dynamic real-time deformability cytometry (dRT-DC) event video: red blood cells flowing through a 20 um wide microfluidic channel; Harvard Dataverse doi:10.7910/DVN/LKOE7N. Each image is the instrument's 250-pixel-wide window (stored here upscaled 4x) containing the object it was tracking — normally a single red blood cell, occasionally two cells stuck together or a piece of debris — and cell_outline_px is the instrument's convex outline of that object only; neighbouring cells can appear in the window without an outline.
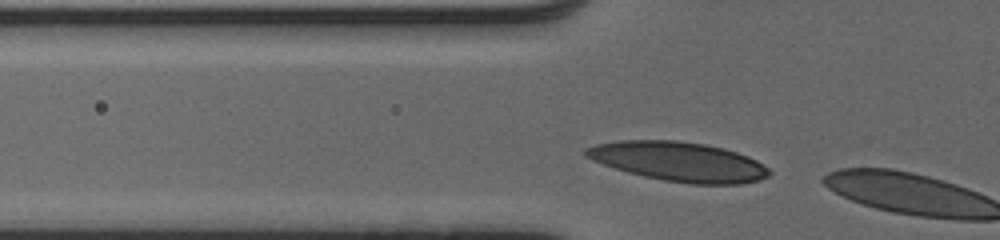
{"species": "human", "species_latin": "Homo sapiens", "temperature_condition": "cold", "stored_images_in_passage": 3, "camera_frame_rate_fps": 3000, "um_per_image_px": 0.085, "donor": {"sex": "male"}, "frame": {"image": 1, "passage_image": 2, "time_ms": 0.333, "image_size_px": [1000, 240], "cell_outline_px": [[772, 172], [768, 176], [760, 180], [740, 184], [692, 184], [664, 180], [644, 176], [628, 172], [592, 160], [584, 156], [584, 148], [596, 144], [620, 140], [676, 140], [704, 144], [724, 148], [748, 156], [756, 160], [768, 168]], "centroid_in_image_um": [57.7, 13.73], "position_along_channel_um": 68.1, "area_um2": 42.02}}